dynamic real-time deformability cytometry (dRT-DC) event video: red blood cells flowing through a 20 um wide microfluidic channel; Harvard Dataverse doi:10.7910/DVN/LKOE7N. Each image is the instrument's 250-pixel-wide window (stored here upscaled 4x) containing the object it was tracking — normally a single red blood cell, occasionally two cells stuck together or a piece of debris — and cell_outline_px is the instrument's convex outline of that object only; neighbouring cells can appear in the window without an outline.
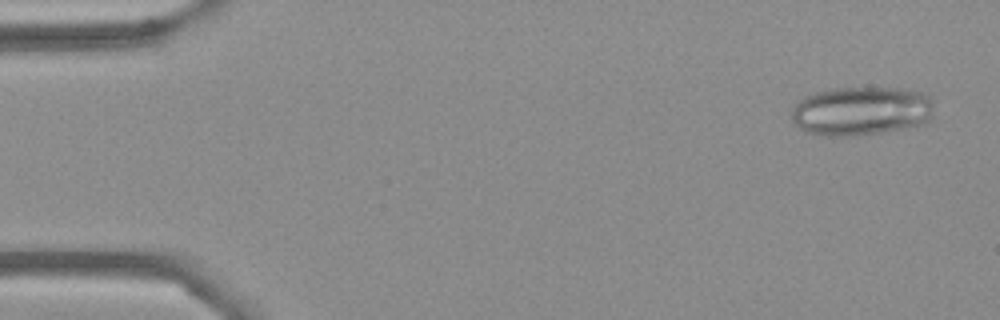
{"species": "Egyptian fruit bat (a non-hibernating species)", "species_latin": "Rousettus aegyptiacus", "temperature_condition": "cold", "stored_images_in_passage": 14, "camera_frame_rate_fps": 3000, "um_per_image_px": 0.085, "frame": {"image": 1, "passage_image": 3, "time_ms": 0.667, "image_size_px": [1000, 320], "cell_outline_px": [[932, 116], [928, 124], [880, 132], [852, 136], [828, 136], [804, 132], [792, 120], [792, 108], [804, 96], [816, 92], [832, 88], [900, 88], [924, 92], [932, 100]], "centroid_in_image_um": [73.22, 9.43], "position_along_channel_um": 11.8, "area_um2": 40.92}}